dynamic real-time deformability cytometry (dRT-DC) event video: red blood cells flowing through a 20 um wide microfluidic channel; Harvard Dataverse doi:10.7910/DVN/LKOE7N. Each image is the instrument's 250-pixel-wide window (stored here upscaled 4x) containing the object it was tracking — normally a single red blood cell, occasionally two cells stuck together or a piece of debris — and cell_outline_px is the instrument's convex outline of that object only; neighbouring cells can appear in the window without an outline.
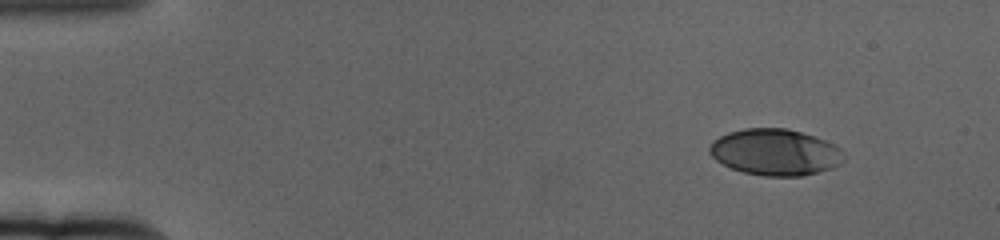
{"species": "human", "species_latin": "Homo sapiens", "temperature_condition": "cold", "stored_images_in_passage": 55, "camera_frame_rate_fps": 3000, "um_per_image_px": 0.085, "donor": {"sex": "female"}, "frame": {"image": 1, "passage_image": 1, "time_ms": 0.0, "image_size_px": [1000, 240], "cell_outline_px": [[844, 160], [840, 164], [832, 168], [800, 176], [764, 176], [744, 172], [732, 168], [716, 160], [708, 152], [708, 148], [712, 140], [728, 132], [744, 128], [788, 128], [824, 140], [840, 148]], "centroid_in_image_um": [65.85, 12.93], "position_along_channel_um": 19.1, "area_um2": 36.13}}
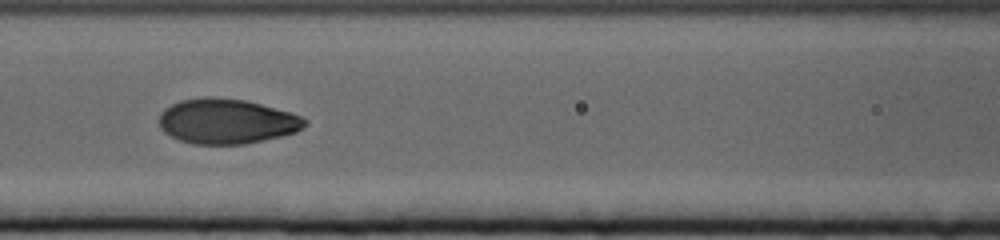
{"frame": {"image": 2, "passage_image": 22, "time_ms": 7.0, "image_size_px": [1000, 240], "cell_outline_px": [[308, 124], [296, 132], [280, 136], [244, 144], [192, 144], [180, 140], [164, 132], [160, 128], [160, 112], [164, 108], [180, 100], [204, 96], [216, 96], [244, 100], [260, 104], [288, 112], [300, 116], [308, 120]], "centroid_in_image_um": [19.24, 10.3], "position_along_channel_um": 147.4, "area_um2": 38.21}}
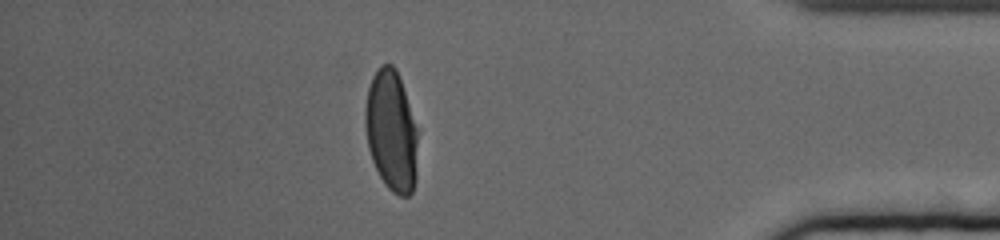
{"frame": {"image": 3, "passage_image": 48, "time_ms": 15.667, "image_size_px": [1000, 240], "cell_outline_px": [[416, 180], [412, 192], [408, 196], [400, 196], [392, 192], [384, 184], [372, 160], [368, 148], [364, 124], [364, 108], [368, 88], [372, 76], [376, 68], [380, 64], [392, 64], [396, 68], [416, 128]], "centroid_in_image_um": [33.22, 11.13], "position_along_channel_um": 402.0, "area_um2": 36.88}, "authors_computed_cell_mechanics": {"area_um2": 37.3388, "velocity_mm_per_s": 3.3443, "shape_relaxation_time_tau1_ms": 4.0067, "shape_relaxation_time_tau2_ms": null, "deformation_change_tau1": 0.1876, "deformation_change_tau2": null}}